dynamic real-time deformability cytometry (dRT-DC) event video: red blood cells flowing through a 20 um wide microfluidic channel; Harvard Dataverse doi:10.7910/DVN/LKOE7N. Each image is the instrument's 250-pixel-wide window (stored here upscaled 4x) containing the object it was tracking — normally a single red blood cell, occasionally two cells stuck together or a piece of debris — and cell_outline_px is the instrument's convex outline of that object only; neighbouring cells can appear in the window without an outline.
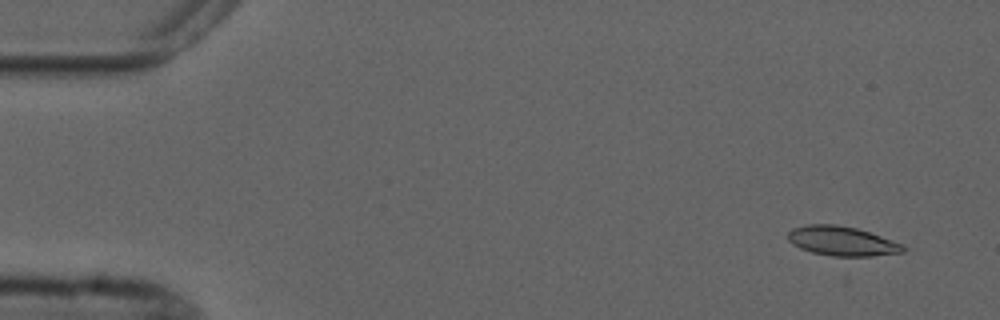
{"species": "common noctule bat (a hibernating species)", "species_latin": "Nyctalus noctula", "temperature_condition": "cold", "stored_images_in_passage": 5, "camera_frame_rate_fps": 3000, "um_per_image_px": 0.085, "animal": {"sex": "male", "forearm_length_mm": 52.5}, "frame": {"image": 1, "passage_image": 2, "time_ms": 1.0, "image_size_px": [1000, 320], "cell_outline_px": [[904, 252], [844, 260], [812, 252], [800, 248], [792, 244], [788, 240], [788, 232], [792, 228], [808, 224], [836, 224], [856, 228], [904, 244]], "centroid_in_image_um": [71.56, 20.54], "position_along_channel_um": 13.4, "area_um2": 20.46}}
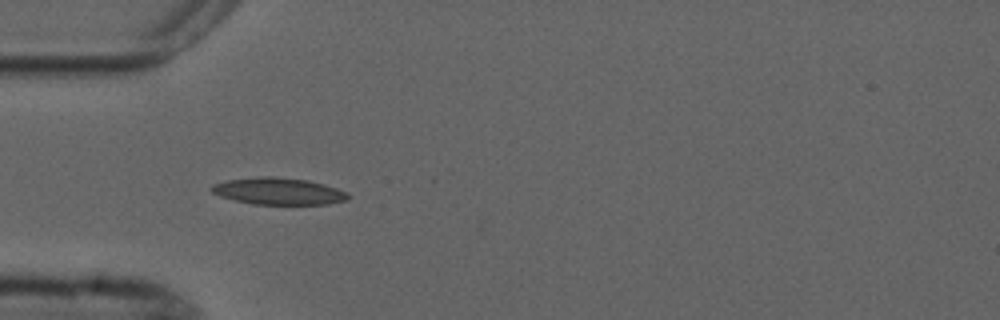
{"frame": {"image": 2, "passage_image": 5, "time_ms": 5.333, "image_size_px": [1000, 320], "cell_outline_px": [[348, 200], [328, 204], [252, 204], [220, 196], [212, 192], [208, 188], [212, 184], [228, 180], [264, 176], [272, 176], [308, 180], [324, 184], [336, 188], [344, 192], [348, 196]], "centroid_in_image_um": [23.64, 16.25], "position_along_channel_um": 61.4, "area_um2": 21.21}}